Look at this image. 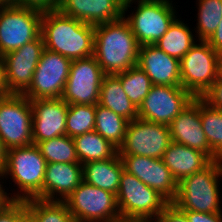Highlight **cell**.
Segmentation results:
<instances>
[{
    "label": "cell",
    "instance_id": "41",
    "mask_svg": "<svg viewBox=\"0 0 222 222\" xmlns=\"http://www.w3.org/2000/svg\"><path fill=\"white\" fill-rule=\"evenodd\" d=\"M19 222H37L36 218L27 210L25 201H19Z\"/></svg>",
    "mask_w": 222,
    "mask_h": 222
},
{
    "label": "cell",
    "instance_id": "42",
    "mask_svg": "<svg viewBox=\"0 0 222 222\" xmlns=\"http://www.w3.org/2000/svg\"><path fill=\"white\" fill-rule=\"evenodd\" d=\"M9 94L4 79L3 57L0 56V97Z\"/></svg>",
    "mask_w": 222,
    "mask_h": 222
},
{
    "label": "cell",
    "instance_id": "20",
    "mask_svg": "<svg viewBox=\"0 0 222 222\" xmlns=\"http://www.w3.org/2000/svg\"><path fill=\"white\" fill-rule=\"evenodd\" d=\"M122 0H59L58 10L84 23L97 25L123 17Z\"/></svg>",
    "mask_w": 222,
    "mask_h": 222
},
{
    "label": "cell",
    "instance_id": "46",
    "mask_svg": "<svg viewBox=\"0 0 222 222\" xmlns=\"http://www.w3.org/2000/svg\"><path fill=\"white\" fill-rule=\"evenodd\" d=\"M117 222H141V221H131V220H119Z\"/></svg>",
    "mask_w": 222,
    "mask_h": 222
},
{
    "label": "cell",
    "instance_id": "5",
    "mask_svg": "<svg viewBox=\"0 0 222 222\" xmlns=\"http://www.w3.org/2000/svg\"><path fill=\"white\" fill-rule=\"evenodd\" d=\"M172 2V0H129L124 2L123 18L130 25L140 46L155 44L178 17L177 9ZM132 3L137 7L134 6L135 11L131 10L130 13ZM126 13L130 14L126 16Z\"/></svg>",
    "mask_w": 222,
    "mask_h": 222
},
{
    "label": "cell",
    "instance_id": "16",
    "mask_svg": "<svg viewBox=\"0 0 222 222\" xmlns=\"http://www.w3.org/2000/svg\"><path fill=\"white\" fill-rule=\"evenodd\" d=\"M120 157L124 170L153 188L169 203L175 200L178 193V182L162 159L139 155H120Z\"/></svg>",
    "mask_w": 222,
    "mask_h": 222
},
{
    "label": "cell",
    "instance_id": "8",
    "mask_svg": "<svg viewBox=\"0 0 222 222\" xmlns=\"http://www.w3.org/2000/svg\"><path fill=\"white\" fill-rule=\"evenodd\" d=\"M33 109L23 94L0 97V140L6 150L33 144Z\"/></svg>",
    "mask_w": 222,
    "mask_h": 222
},
{
    "label": "cell",
    "instance_id": "25",
    "mask_svg": "<svg viewBox=\"0 0 222 222\" xmlns=\"http://www.w3.org/2000/svg\"><path fill=\"white\" fill-rule=\"evenodd\" d=\"M177 17L169 26L167 32L154 44L169 56L179 60L198 41L193 35L192 28Z\"/></svg>",
    "mask_w": 222,
    "mask_h": 222
},
{
    "label": "cell",
    "instance_id": "7",
    "mask_svg": "<svg viewBox=\"0 0 222 222\" xmlns=\"http://www.w3.org/2000/svg\"><path fill=\"white\" fill-rule=\"evenodd\" d=\"M219 58L207 41L198 40L180 60L181 86L202 98L219 77Z\"/></svg>",
    "mask_w": 222,
    "mask_h": 222
},
{
    "label": "cell",
    "instance_id": "3",
    "mask_svg": "<svg viewBox=\"0 0 222 222\" xmlns=\"http://www.w3.org/2000/svg\"><path fill=\"white\" fill-rule=\"evenodd\" d=\"M46 164L36 144L8 149L1 174L5 179L10 177L14 187L19 188L10 196L17 201L43 200Z\"/></svg>",
    "mask_w": 222,
    "mask_h": 222
},
{
    "label": "cell",
    "instance_id": "29",
    "mask_svg": "<svg viewBox=\"0 0 222 222\" xmlns=\"http://www.w3.org/2000/svg\"><path fill=\"white\" fill-rule=\"evenodd\" d=\"M200 119L211 151L222 160V110L211 107L200 98Z\"/></svg>",
    "mask_w": 222,
    "mask_h": 222
},
{
    "label": "cell",
    "instance_id": "18",
    "mask_svg": "<svg viewBox=\"0 0 222 222\" xmlns=\"http://www.w3.org/2000/svg\"><path fill=\"white\" fill-rule=\"evenodd\" d=\"M168 126L173 142L199 150L212 161L218 160L211 151L202 128L200 98H195Z\"/></svg>",
    "mask_w": 222,
    "mask_h": 222
},
{
    "label": "cell",
    "instance_id": "23",
    "mask_svg": "<svg viewBox=\"0 0 222 222\" xmlns=\"http://www.w3.org/2000/svg\"><path fill=\"white\" fill-rule=\"evenodd\" d=\"M124 165L120 155L82 165L83 181L117 195Z\"/></svg>",
    "mask_w": 222,
    "mask_h": 222
},
{
    "label": "cell",
    "instance_id": "35",
    "mask_svg": "<svg viewBox=\"0 0 222 222\" xmlns=\"http://www.w3.org/2000/svg\"><path fill=\"white\" fill-rule=\"evenodd\" d=\"M154 222H189L185 213L169 203Z\"/></svg>",
    "mask_w": 222,
    "mask_h": 222
},
{
    "label": "cell",
    "instance_id": "34",
    "mask_svg": "<svg viewBox=\"0 0 222 222\" xmlns=\"http://www.w3.org/2000/svg\"><path fill=\"white\" fill-rule=\"evenodd\" d=\"M202 99L211 107L222 110V78L220 76L202 96Z\"/></svg>",
    "mask_w": 222,
    "mask_h": 222
},
{
    "label": "cell",
    "instance_id": "39",
    "mask_svg": "<svg viewBox=\"0 0 222 222\" xmlns=\"http://www.w3.org/2000/svg\"><path fill=\"white\" fill-rule=\"evenodd\" d=\"M207 42L217 53L222 54V19Z\"/></svg>",
    "mask_w": 222,
    "mask_h": 222
},
{
    "label": "cell",
    "instance_id": "17",
    "mask_svg": "<svg viewBox=\"0 0 222 222\" xmlns=\"http://www.w3.org/2000/svg\"><path fill=\"white\" fill-rule=\"evenodd\" d=\"M33 144L66 135V120L69 104L62 98L30 100Z\"/></svg>",
    "mask_w": 222,
    "mask_h": 222
},
{
    "label": "cell",
    "instance_id": "27",
    "mask_svg": "<svg viewBox=\"0 0 222 222\" xmlns=\"http://www.w3.org/2000/svg\"><path fill=\"white\" fill-rule=\"evenodd\" d=\"M95 131L118 149L124 142L129 121L110 109L96 104Z\"/></svg>",
    "mask_w": 222,
    "mask_h": 222
},
{
    "label": "cell",
    "instance_id": "15",
    "mask_svg": "<svg viewBox=\"0 0 222 222\" xmlns=\"http://www.w3.org/2000/svg\"><path fill=\"white\" fill-rule=\"evenodd\" d=\"M44 49V40L40 35L37 39L2 56L8 93L22 94L30 86Z\"/></svg>",
    "mask_w": 222,
    "mask_h": 222
},
{
    "label": "cell",
    "instance_id": "12",
    "mask_svg": "<svg viewBox=\"0 0 222 222\" xmlns=\"http://www.w3.org/2000/svg\"><path fill=\"white\" fill-rule=\"evenodd\" d=\"M71 60L44 49L30 86L22 93L30 100L61 98L69 76Z\"/></svg>",
    "mask_w": 222,
    "mask_h": 222
},
{
    "label": "cell",
    "instance_id": "24",
    "mask_svg": "<svg viewBox=\"0 0 222 222\" xmlns=\"http://www.w3.org/2000/svg\"><path fill=\"white\" fill-rule=\"evenodd\" d=\"M98 104L114 111L129 122L138 118V109L125 94L116 75L103 76Z\"/></svg>",
    "mask_w": 222,
    "mask_h": 222
},
{
    "label": "cell",
    "instance_id": "44",
    "mask_svg": "<svg viewBox=\"0 0 222 222\" xmlns=\"http://www.w3.org/2000/svg\"><path fill=\"white\" fill-rule=\"evenodd\" d=\"M17 0H0V8L16 6Z\"/></svg>",
    "mask_w": 222,
    "mask_h": 222
},
{
    "label": "cell",
    "instance_id": "2",
    "mask_svg": "<svg viewBox=\"0 0 222 222\" xmlns=\"http://www.w3.org/2000/svg\"><path fill=\"white\" fill-rule=\"evenodd\" d=\"M94 38L93 56L105 75H115L136 66L140 45L123 17L94 25Z\"/></svg>",
    "mask_w": 222,
    "mask_h": 222
},
{
    "label": "cell",
    "instance_id": "22",
    "mask_svg": "<svg viewBox=\"0 0 222 222\" xmlns=\"http://www.w3.org/2000/svg\"><path fill=\"white\" fill-rule=\"evenodd\" d=\"M162 160L178 183L185 177L202 171L212 162L201 151L173 141L164 151Z\"/></svg>",
    "mask_w": 222,
    "mask_h": 222
},
{
    "label": "cell",
    "instance_id": "13",
    "mask_svg": "<svg viewBox=\"0 0 222 222\" xmlns=\"http://www.w3.org/2000/svg\"><path fill=\"white\" fill-rule=\"evenodd\" d=\"M104 75L93 55L71 61L69 76L61 98L69 105L98 104Z\"/></svg>",
    "mask_w": 222,
    "mask_h": 222
},
{
    "label": "cell",
    "instance_id": "30",
    "mask_svg": "<svg viewBox=\"0 0 222 222\" xmlns=\"http://www.w3.org/2000/svg\"><path fill=\"white\" fill-rule=\"evenodd\" d=\"M47 163H80L74 139L62 135L37 144Z\"/></svg>",
    "mask_w": 222,
    "mask_h": 222
},
{
    "label": "cell",
    "instance_id": "14",
    "mask_svg": "<svg viewBox=\"0 0 222 222\" xmlns=\"http://www.w3.org/2000/svg\"><path fill=\"white\" fill-rule=\"evenodd\" d=\"M195 97L182 86L152 84L138 108V117L153 123L169 125Z\"/></svg>",
    "mask_w": 222,
    "mask_h": 222
},
{
    "label": "cell",
    "instance_id": "11",
    "mask_svg": "<svg viewBox=\"0 0 222 222\" xmlns=\"http://www.w3.org/2000/svg\"><path fill=\"white\" fill-rule=\"evenodd\" d=\"M171 142L168 125L138 117L128 123L124 142L118 149V154L162 159Z\"/></svg>",
    "mask_w": 222,
    "mask_h": 222
},
{
    "label": "cell",
    "instance_id": "1",
    "mask_svg": "<svg viewBox=\"0 0 222 222\" xmlns=\"http://www.w3.org/2000/svg\"><path fill=\"white\" fill-rule=\"evenodd\" d=\"M41 36L45 48L71 61L94 52V25L62 14L58 9L43 12Z\"/></svg>",
    "mask_w": 222,
    "mask_h": 222
},
{
    "label": "cell",
    "instance_id": "26",
    "mask_svg": "<svg viewBox=\"0 0 222 222\" xmlns=\"http://www.w3.org/2000/svg\"><path fill=\"white\" fill-rule=\"evenodd\" d=\"M73 139L82 165L91 161L107 160L118 153V148L95 130L75 136Z\"/></svg>",
    "mask_w": 222,
    "mask_h": 222
},
{
    "label": "cell",
    "instance_id": "6",
    "mask_svg": "<svg viewBox=\"0 0 222 222\" xmlns=\"http://www.w3.org/2000/svg\"><path fill=\"white\" fill-rule=\"evenodd\" d=\"M116 202L121 220L154 222L169 202L136 176L123 170Z\"/></svg>",
    "mask_w": 222,
    "mask_h": 222
},
{
    "label": "cell",
    "instance_id": "40",
    "mask_svg": "<svg viewBox=\"0 0 222 222\" xmlns=\"http://www.w3.org/2000/svg\"><path fill=\"white\" fill-rule=\"evenodd\" d=\"M3 181L6 180L3 178L0 172V213L15 201L12 196H9L10 194L6 192V188L4 187V185H2L4 183Z\"/></svg>",
    "mask_w": 222,
    "mask_h": 222
},
{
    "label": "cell",
    "instance_id": "10",
    "mask_svg": "<svg viewBox=\"0 0 222 222\" xmlns=\"http://www.w3.org/2000/svg\"><path fill=\"white\" fill-rule=\"evenodd\" d=\"M43 12L19 6L0 8V56L41 35Z\"/></svg>",
    "mask_w": 222,
    "mask_h": 222
},
{
    "label": "cell",
    "instance_id": "32",
    "mask_svg": "<svg viewBox=\"0 0 222 222\" xmlns=\"http://www.w3.org/2000/svg\"><path fill=\"white\" fill-rule=\"evenodd\" d=\"M25 202L27 210L37 222H77L64 202L40 199H29Z\"/></svg>",
    "mask_w": 222,
    "mask_h": 222
},
{
    "label": "cell",
    "instance_id": "4",
    "mask_svg": "<svg viewBox=\"0 0 222 222\" xmlns=\"http://www.w3.org/2000/svg\"><path fill=\"white\" fill-rule=\"evenodd\" d=\"M219 180H222V160L220 159L212 161L202 171L182 179L178 183V193L172 204L179 210L222 213Z\"/></svg>",
    "mask_w": 222,
    "mask_h": 222
},
{
    "label": "cell",
    "instance_id": "45",
    "mask_svg": "<svg viewBox=\"0 0 222 222\" xmlns=\"http://www.w3.org/2000/svg\"><path fill=\"white\" fill-rule=\"evenodd\" d=\"M219 76L222 78V54H220L219 58Z\"/></svg>",
    "mask_w": 222,
    "mask_h": 222
},
{
    "label": "cell",
    "instance_id": "33",
    "mask_svg": "<svg viewBox=\"0 0 222 222\" xmlns=\"http://www.w3.org/2000/svg\"><path fill=\"white\" fill-rule=\"evenodd\" d=\"M96 105L71 104L67 111L66 135L71 138L95 129Z\"/></svg>",
    "mask_w": 222,
    "mask_h": 222
},
{
    "label": "cell",
    "instance_id": "21",
    "mask_svg": "<svg viewBox=\"0 0 222 222\" xmlns=\"http://www.w3.org/2000/svg\"><path fill=\"white\" fill-rule=\"evenodd\" d=\"M82 181V164L47 163L43 200L64 202Z\"/></svg>",
    "mask_w": 222,
    "mask_h": 222
},
{
    "label": "cell",
    "instance_id": "31",
    "mask_svg": "<svg viewBox=\"0 0 222 222\" xmlns=\"http://www.w3.org/2000/svg\"><path fill=\"white\" fill-rule=\"evenodd\" d=\"M115 75L120 79L129 100L138 109L152 86L150 78L137 65Z\"/></svg>",
    "mask_w": 222,
    "mask_h": 222
},
{
    "label": "cell",
    "instance_id": "9",
    "mask_svg": "<svg viewBox=\"0 0 222 222\" xmlns=\"http://www.w3.org/2000/svg\"><path fill=\"white\" fill-rule=\"evenodd\" d=\"M77 222H117L121 220L116 195L82 181L65 199Z\"/></svg>",
    "mask_w": 222,
    "mask_h": 222
},
{
    "label": "cell",
    "instance_id": "28",
    "mask_svg": "<svg viewBox=\"0 0 222 222\" xmlns=\"http://www.w3.org/2000/svg\"><path fill=\"white\" fill-rule=\"evenodd\" d=\"M197 24L194 32L198 40L207 41L222 19V0H196Z\"/></svg>",
    "mask_w": 222,
    "mask_h": 222
},
{
    "label": "cell",
    "instance_id": "19",
    "mask_svg": "<svg viewBox=\"0 0 222 222\" xmlns=\"http://www.w3.org/2000/svg\"><path fill=\"white\" fill-rule=\"evenodd\" d=\"M136 65L147 74L152 84L181 86L180 60L154 44L139 47Z\"/></svg>",
    "mask_w": 222,
    "mask_h": 222
},
{
    "label": "cell",
    "instance_id": "43",
    "mask_svg": "<svg viewBox=\"0 0 222 222\" xmlns=\"http://www.w3.org/2000/svg\"><path fill=\"white\" fill-rule=\"evenodd\" d=\"M6 151L7 150L4 148V145L0 140V172L2 171L4 163H5Z\"/></svg>",
    "mask_w": 222,
    "mask_h": 222
},
{
    "label": "cell",
    "instance_id": "37",
    "mask_svg": "<svg viewBox=\"0 0 222 222\" xmlns=\"http://www.w3.org/2000/svg\"><path fill=\"white\" fill-rule=\"evenodd\" d=\"M189 222H222V213H203L190 210H181Z\"/></svg>",
    "mask_w": 222,
    "mask_h": 222
},
{
    "label": "cell",
    "instance_id": "38",
    "mask_svg": "<svg viewBox=\"0 0 222 222\" xmlns=\"http://www.w3.org/2000/svg\"><path fill=\"white\" fill-rule=\"evenodd\" d=\"M0 222H19V201L15 200L0 213Z\"/></svg>",
    "mask_w": 222,
    "mask_h": 222
},
{
    "label": "cell",
    "instance_id": "36",
    "mask_svg": "<svg viewBox=\"0 0 222 222\" xmlns=\"http://www.w3.org/2000/svg\"><path fill=\"white\" fill-rule=\"evenodd\" d=\"M59 0H17V6L33 8L41 12L56 10Z\"/></svg>",
    "mask_w": 222,
    "mask_h": 222
}]
</instances>
